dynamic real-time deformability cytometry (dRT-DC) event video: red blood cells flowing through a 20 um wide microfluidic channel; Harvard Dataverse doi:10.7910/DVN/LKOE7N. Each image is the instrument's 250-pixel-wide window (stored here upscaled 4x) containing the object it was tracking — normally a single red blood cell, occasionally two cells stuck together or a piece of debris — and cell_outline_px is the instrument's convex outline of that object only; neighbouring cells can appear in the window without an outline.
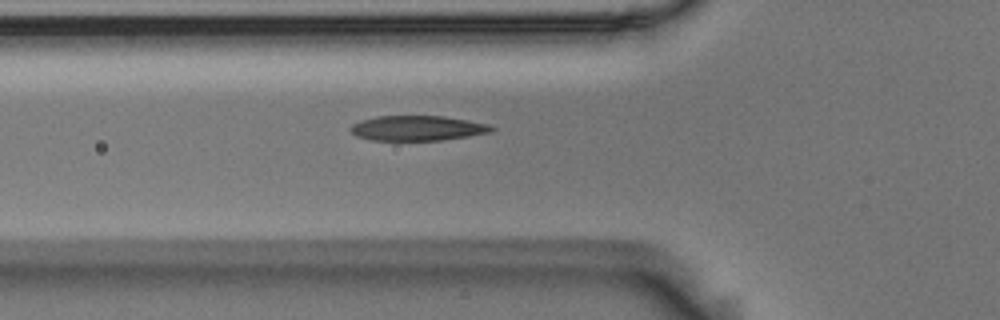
{"species": "Egyptian fruit bat (a non-hibernating species)", "species_latin": "Rousettus aegyptiacus", "temperature_condition": "room temperature", "stored_images_in_passage": 5, "camera_frame_rate_fps": 3000, "um_per_image_px": 0.085, "animal": {"sex": "male"}, "frame": {"image": 1, "passage_image": 5, "time_ms": 1.333, "image_size_px": [1000, 320], "cell_outline_px": [[496, 128], [492, 132], [468, 136], [440, 140], [372, 140], [356, 136], [348, 128], [352, 124], [360, 120], [376, 116], [444, 116], [488, 124]], "centroid_in_image_um": [35.46, 10.89], "position_along_channel_um": 90.3, "area_um2": 20.52}}